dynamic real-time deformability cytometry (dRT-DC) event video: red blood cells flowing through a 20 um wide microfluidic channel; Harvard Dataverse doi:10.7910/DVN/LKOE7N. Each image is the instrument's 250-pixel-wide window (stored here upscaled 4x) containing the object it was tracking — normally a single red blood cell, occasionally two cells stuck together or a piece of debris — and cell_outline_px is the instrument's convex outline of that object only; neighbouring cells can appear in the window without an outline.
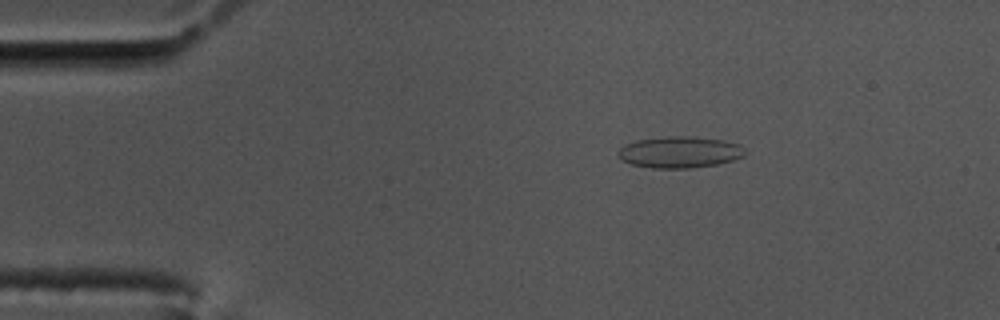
{"species": "common noctule bat (a hibernating species)", "species_latin": "Nyctalus noctula", "temperature_condition": "cold", "stored_images_in_passage": 54, "camera_frame_rate_fps": 3000, "um_per_image_px": 0.085, "animal": {"sex": "male", "body_mass_g": 17.5, "forearm_length_mm": 52.3}, "frame": {"image": 1, "passage_image": 6, "time_ms": 1.667, "image_size_px": [1000, 320], "cell_outline_px": [[744, 156], [732, 160], [716, 164], [688, 168], [652, 168], [632, 164], [624, 160], [616, 152], [624, 144], [636, 140], [668, 136], [688, 136], [724, 140], [740, 144], [744, 148]], "centroid_in_image_um": [57.77, 12.92], "position_along_channel_um": 27.2, "area_um2": 23.12}}
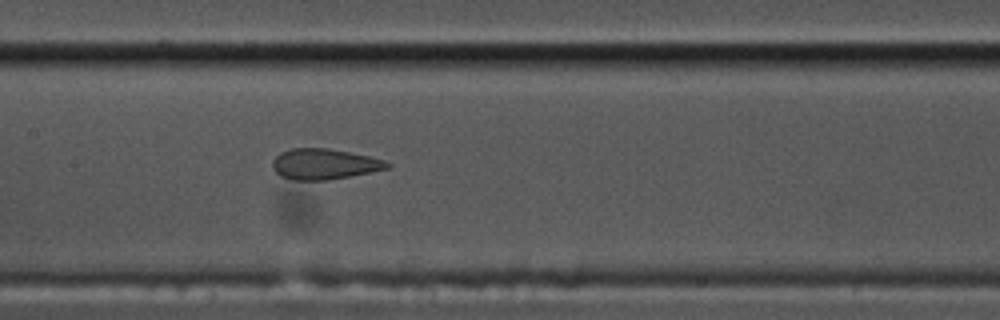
{"frame": {"image": 2, "passage_image": 24, "time_ms": 7.667, "image_size_px": [1000, 320], "cell_outline_px": [[392, 164], [388, 168], [328, 180], [292, 180], [280, 176], [272, 168], [272, 160], [280, 152], [292, 148], [328, 148], [368, 156], [384, 160]], "centroid_in_image_um": [27.5, 13.94], "position_along_channel_um": 179.9, "area_um2": 20.35}}
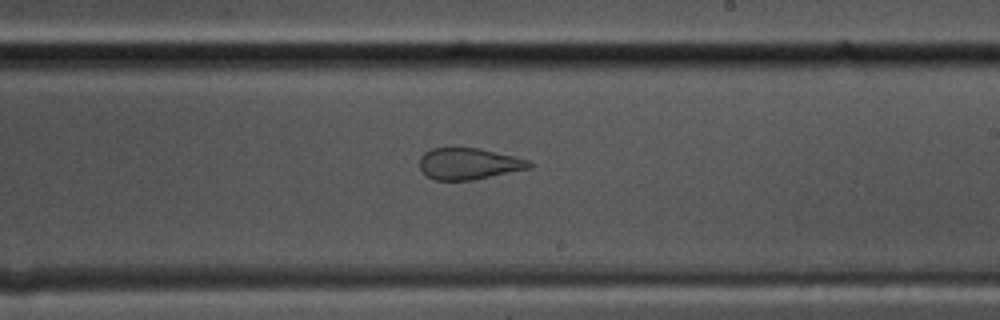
{"frame": {"image": 3, "passage_image": 30, "time_ms": 9.667, "image_size_px": [1000, 320], "cell_outline_px": [[532, 168], [472, 180], [436, 180], [428, 176], [420, 168], [420, 156], [424, 152], [432, 148], [480, 148], [516, 156], [528, 160], [532, 164]], "centroid_in_image_um": [39.87, 13.91], "position_along_channel_um": 249.1, "area_um2": 20.11}}